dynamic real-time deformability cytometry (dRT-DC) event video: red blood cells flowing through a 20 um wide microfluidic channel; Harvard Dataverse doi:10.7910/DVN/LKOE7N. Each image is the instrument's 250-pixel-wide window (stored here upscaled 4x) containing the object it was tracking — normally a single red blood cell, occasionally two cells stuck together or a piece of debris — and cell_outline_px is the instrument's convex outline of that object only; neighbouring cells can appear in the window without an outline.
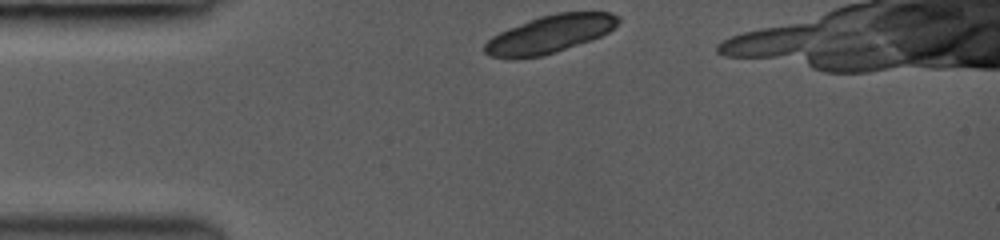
{"species": "common noctule bat (a hibernating species)", "species_latin": "Nyctalus noctula", "temperature_condition": "room temperature", "stored_images_in_passage": 2, "camera_frame_rate_fps": 3000, "um_per_image_px": 0.085, "animal": {"sex": "female", "body_mass_g": 19.0, "forearm_length_mm": 53.3}, "frame": {"image": 1, "passage_image": 1, "time_ms": 0.0, "image_size_px": [1000, 240], "cell_outline_px": [[620, 20], [608, 32], [592, 40], [544, 56], [516, 60], [512, 60], [488, 56], [484, 52], [484, 44], [492, 36], [508, 28], [528, 20], [540, 16], [556, 12], [608, 12], [620, 16]], "centroid_in_image_um": [46.68, 2.93], "position_along_channel_um": 38.3, "area_um2": 29.77}}